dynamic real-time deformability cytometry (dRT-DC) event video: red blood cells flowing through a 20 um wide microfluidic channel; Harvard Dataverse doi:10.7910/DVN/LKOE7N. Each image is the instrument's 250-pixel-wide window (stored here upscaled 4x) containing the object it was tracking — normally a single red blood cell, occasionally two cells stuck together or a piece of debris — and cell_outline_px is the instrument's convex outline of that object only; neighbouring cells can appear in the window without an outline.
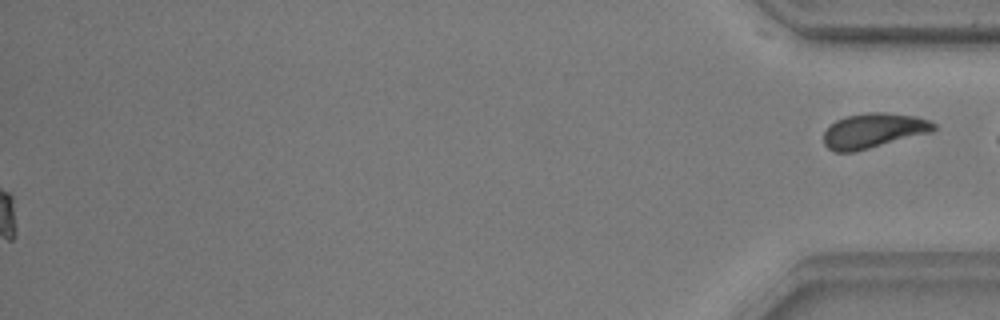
{"species": "common noctule bat (a hibernating species)", "species_latin": "Nyctalus noctula", "temperature_condition": "warm", "stored_images_in_passage": 49, "segment_of_instrument_passage": [2, 2], "camera_frame_rate_fps": 3000, "um_per_image_px": 0.085, "animal": {"sex": "male", "body_mass_g": 17.9, "forearm_length_mm": 54.2}, "frame": {"image": 1, "passage_image": 49, "time_ms": 16.0, "image_size_px": [1000, 320], "cell_outline_px": [[936, 128], [932, 132], [852, 152], [836, 152], [828, 148], [824, 144], [824, 132], [836, 120], [848, 116], [868, 112], [884, 112], [916, 116], [928, 120], [936, 124]], "centroid_in_image_um": [74.26, 11.1], "position_along_channel_um": 360.9, "area_um2": 22.08}}